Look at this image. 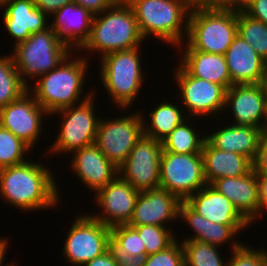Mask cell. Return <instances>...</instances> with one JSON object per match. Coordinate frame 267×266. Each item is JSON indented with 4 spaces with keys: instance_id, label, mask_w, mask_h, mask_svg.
<instances>
[{
    "instance_id": "1",
    "label": "cell",
    "mask_w": 267,
    "mask_h": 266,
    "mask_svg": "<svg viewBox=\"0 0 267 266\" xmlns=\"http://www.w3.org/2000/svg\"><path fill=\"white\" fill-rule=\"evenodd\" d=\"M53 172L40 161L0 169V196L6 204L21 210L52 209L60 202Z\"/></svg>"
},
{
    "instance_id": "2",
    "label": "cell",
    "mask_w": 267,
    "mask_h": 266,
    "mask_svg": "<svg viewBox=\"0 0 267 266\" xmlns=\"http://www.w3.org/2000/svg\"><path fill=\"white\" fill-rule=\"evenodd\" d=\"M71 55L74 57L71 53L57 68L39 76L34 81V86L33 84L28 86V91L50 115L96 94L95 89H91L85 94L83 100L80 99L86 82L85 75L87 76L88 73V58L83 56L73 58Z\"/></svg>"
},
{
    "instance_id": "3",
    "label": "cell",
    "mask_w": 267,
    "mask_h": 266,
    "mask_svg": "<svg viewBox=\"0 0 267 266\" xmlns=\"http://www.w3.org/2000/svg\"><path fill=\"white\" fill-rule=\"evenodd\" d=\"M101 15V16H100ZM143 37L132 7L118 0L112 7L94 15L88 41L79 50L107 54L140 47Z\"/></svg>"
},
{
    "instance_id": "4",
    "label": "cell",
    "mask_w": 267,
    "mask_h": 266,
    "mask_svg": "<svg viewBox=\"0 0 267 266\" xmlns=\"http://www.w3.org/2000/svg\"><path fill=\"white\" fill-rule=\"evenodd\" d=\"M144 39H157L179 48L187 38L190 10L185 0H126ZM184 31V33H183ZM186 37V38H185Z\"/></svg>"
},
{
    "instance_id": "5",
    "label": "cell",
    "mask_w": 267,
    "mask_h": 266,
    "mask_svg": "<svg viewBox=\"0 0 267 266\" xmlns=\"http://www.w3.org/2000/svg\"><path fill=\"white\" fill-rule=\"evenodd\" d=\"M139 48L113 52L100 58L99 79L111 101L122 111L135 103L145 80Z\"/></svg>"
},
{
    "instance_id": "6",
    "label": "cell",
    "mask_w": 267,
    "mask_h": 266,
    "mask_svg": "<svg viewBox=\"0 0 267 266\" xmlns=\"http://www.w3.org/2000/svg\"><path fill=\"white\" fill-rule=\"evenodd\" d=\"M13 47L14 52L11 56L14 65L27 86L30 84L26 76L36 80L57 68L70 53H73L51 27L40 33L31 34L25 41Z\"/></svg>"
},
{
    "instance_id": "7",
    "label": "cell",
    "mask_w": 267,
    "mask_h": 266,
    "mask_svg": "<svg viewBox=\"0 0 267 266\" xmlns=\"http://www.w3.org/2000/svg\"><path fill=\"white\" fill-rule=\"evenodd\" d=\"M237 35V12L232 9L190 12L187 44L181 48L224 55ZM184 46V47H183Z\"/></svg>"
},
{
    "instance_id": "8",
    "label": "cell",
    "mask_w": 267,
    "mask_h": 266,
    "mask_svg": "<svg viewBox=\"0 0 267 266\" xmlns=\"http://www.w3.org/2000/svg\"><path fill=\"white\" fill-rule=\"evenodd\" d=\"M94 96L95 94L77 105L51 114L63 116V120L59 125V134L48 153H57V156L59 153L71 154L80 148L95 144L100 119L94 112Z\"/></svg>"
},
{
    "instance_id": "9",
    "label": "cell",
    "mask_w": 267,
    "mask_h": 266,
    "mask_svg": "<svg viewBox=\"0 0 267 266\" xmlns=\"http://www.w3.org/2000/svg\"><path fill=\"white\" fill-rule=\"evenodd\" d=\"M207 184L201 153L177 154L163 151L160 160V187L186 201Z\"/></svg>"
},
{
    "instance_id": "10",
    "label": "cell",
    "mask_w": 267,
    "mask_h": 266,
    "mask_svg": "<svg viewBox=\"0 0 267 266\" xmlns=\"http://www.w3.org/2000/svg\"><path fill=\"white\" fill-rule=\"evenodd\" d=\"M68 231L62 248L66 262L83 266L108 251L111 227L93 218L91 213L77 216Z\"/></svg>"
},
{
    "instance_id": "11",
    "label": "cell",
    "mask_w": 267,
    "mask_h": 266,
    "mask_svg": "<svg viewBox=\"0 0 267 266\" xmlns=\"http://www.w3.org/2000/svg\"><path fill=\"white\" fill-rule=\"evenodd\" d=\"M142 111L131 115L100 119L95 145L118 168L144 135Z\"/></svg>"
},
{
    "instance_id": "12",
    "label": "cell",
    "mask_w": 267,
    "mask_h": 266,
    "mask_svg": "<svg viewBox=\"0 0 267 266\" xmlns=\"http://www.w3.org/2000/svg\"><path fill=\"white\" fill-rule=\"evenodd\" d=\"M176 67L173 80L180 88V98L183 109L186 106L187 117L192 115L195 119L212 115V118L214 114L216 116L225 110L227 89L224 86L191 76L179 63Z\"/></svg>"
},
{
    "instance_id": "13",
    "label": "cell",
    "mask_w": 267,
    "mask_h": 266,
    "mask_svg": "<svg viewBox=\"0 0 267 266\" xmlns=\"http://www.w3.org/2000/svg\"><path fill=\"white\" fill-rule=\"evenodd\" d=\"M162 152V142L143 135L118 168L119 176L139 192L159 188Z\"/></svg>"
},
{
    "instance_id": "14",
    "label": "cell",
    "mask_w": 267,
    "mask_h": 266,
    "mask_svg": "<svg viewBox=\"0 0 267 266\" xmlns=\"http://www.w3.org/2000/svg\"><path fill=\"white\" fill-rule=\"evenodd\" d=\"M44 115L50 116L27 91L19 99L0 108V125L33 148L41 138Z\"/></svg>"
},
{
    "instance_id": "15",
    "label": "cell",
    "mask_w": 267,
    "mask_h": 266,
    "mask_svg": "<svg viewBox=\"0 0 267 266\" xmlns=\"http://www.w3.org/2000/svg\"><path fill=\"white\" fill-rule=\"evenodd\" d=\"M139 191L119 175L106 186L98 190L94 196L95 204L102 210L91 215L108 227L128 224L134 211Z\"/></svg>"
},
{
    "instance_id": "16",
    "label": "cell",
    "mask_w": 267,
    "mask_h": 266,
    "mask_svg": "<svg viewBox=\"0 0 267 266\" xmlns=\"http://www.w3.org/2000/svg\"><path fill=\"white\" fill-rule=\"evenodd\" d=\"M180 203L181 200L176 195L161 187L141 191L128 225L166 227L169 221L178 220Z\"/></svg>"
},
{
    "instance_id": "17",
    "label": "cell",
    "mask_w": 267,
    "mask_h": 266,
    "mask_svg": "<svg viewBox=\"0 0 267 266\" xmlns=\"http://www.w3.org/2000/svg\"><path fill=\"white\" fill-rule=\"evenodd\" d=\"M267 95L262 84H236L226 92L225 108L232 109L234 125L262 129Z\"/></svg>"
},
{
    "instance_id": "18",
    "label": "cell",
    "mask_w": 267,
    "mask_h": 266,
    "mask_svg": "<svg viewBox=\"0 0 267 266\" xmlns=\"http://www.w3.org/2000/svg\"><path fill=\"white\" fill-rule=\"evenodd\" d=\"M0 8L4 11V27L15 39V45L25 41L31 34L50 28L49 16L36 8L33 0H8Z\"/></svg>"
},
{
    "instance_id": "19",
    "label": "cell",
    "mask_w": 267,
    "mask_h": 266,
    "mask_svg": "<svg viewBox=\"0 0 267 266\" xmlns=\"http://www.w3.org/2000/svg\"><path fill=\"white\" fill-rule=\"evenodd\" d=\"M70 162L74 175L88 189L97 192L119 175L118 167L112 163L95 144L80 148L71 153Z\"/></svg>"
},
{
    "instance_id": "20",
    "label": "cell",
    "mask_w": 267,
    "mask_h": 266,
    "mask_svg": "<svg viewBox=\"0 0 267 266\" xmlns=\"http://www.w3.org/2000/svg\"><path fill=\"white\" fill-rule=\"evenodd\" d=\"M51 17L50 27L73 52L88 41L94 18L89 10L73 2L58 9Z\"/></svg>"
},
{
    "instance_id": "21",
    "label": "cell",
    "mask_w": 267,
    "mask_h": 266,
    "mask_svg": "<svg viewBox=\"0 0 267 266\" xmlns=\"http://www.w3.org/2000/svg\"><path fill=\"white\" fill-rule=\"evenodd\" d=\"M179 218L195 232L193 236L190 235V238H184L183 241L196 240L218 247L227 242H232V251L242 245L241 241L233 240L234 236H237L240 231L243 232L244 228L249 227V225H223L209 221L195 211L186 201L180 203Z\"/></svg>"
},
{
    "instance_id": "22",
    "label": "cell",
    "mask_w": 267,
    "mask_h": 266,
    "mask_svg": "<svg viewBox=\"0 0 267 266\" xmlns=\"http://www.w3.org/2000/svg\"><path fill=\"white\" fill-rule=\"evenodd\" d=\"M210 185L227 197L250 224L254 221L256 223L258 220L259 190L257 175L253 169L244 176L216 179Z\"/></svg>"
},
{
    "instance_id": "23",
    "label": "cell",
    "mask_w": 267,
    "mask_h": 266,
    "mask_svg": "<svg viewBox=\"0 0 267 266\" xmlns=\"http://www.w3.org/2000/svg\"><path fill=\"white\" fill-rule=\"evenodd\" d=\"M232 85L260 84L265 60L238 34L224 54Z\"/></svg>"
},
{
    "instance_id": "24",
    "label": "cell",
    "mask_w": 267,
    "mask_h": 266,
    "mask_svg": "<svg viewBox=\"0 0 267 266\" xmlns=\"http://www.w3.org/2000/svg\"><path fill=\"white\" fill-rule=\"evenodd\" d=\"M186 202L205 219L223 225H251L233 203L210 184L190 196Z\"/></svg>"
},
{
    "instance_id": "25",
    "label": "cell",
    "mask_w": 267,
    "mask_h": 266,
    "mask_svg": "<svg viewBox=\"0 0 267 266\" xmlns=\"http://www.w3.org/2000/svg\"><path fill=\"white\" fill-rule=\"evenodd\" d=\"M263 131L255 126L230 125L206 134V140L215 148L234 152L254 161Z\"/></svg>"
},
{
    "instance_id": "26",
    "label": "cell",
    "mask_w": 267,
    "mask_h": 266,
    "mask_svg": "<svg viewBox=\"0 0 267 266\" xmlns=\"http://www.w3.org/2000/svg\"><path fill=\"white\" fill-rule=\"evenodd\" d=\"M201 155L207 184L219 178L244 176L253 169V162L248 157L217 149L206 139Z\"/></svg>"
},
{
    "instance_id": "27",
    "label": "cell",
    "mask_w": 267,
    "mask_h": 266,
    "mask_svg": "<svg viewBox=\"0 0 267 266\" xmlns=\"http://www.w3.org/2000/svg\"><path fill=\"white\" fill-rule=\"evenodd\" d=\"M184 50H186L184 52ZM181 49L179 63L191 76L224 86H232L224 55L207 53L195 49Z\"/></svg>"
},
{
    "instance_id": "28",
    "label": "cell",
    "mask_w": 267,
    "mask_h": 266,
    "mask_svg": "<svg viewBox=\"0 0 267 266\" xmlns=\"http://www.w3.org/2000/svg\"><path fill=\"white\" fill-rule=\"evenodd\" d=\"M183 110L184 109L181 108L179 109V105L177 106L175 103L173 104L167 101L160 103L149 113V123L148 120H145V116L142 115L144 121V136L162 142L177 127V125L181 124L188 118L187 115L183 114L185 112ZM145 121H147L148 124Z\"/></svg>"
},
{
    "instance_id": "29",
    "label": "cell",
    "mask_w": 267,
    "mask_h": 266,
    "mask_svg": "<svg viewBox=\"0 0 267 266\" xmlns=\"http://www.w3.org/2000/svg\"><path fill=\"white\" fill-rule=\"evenodd\" d=\"M189 117L162 141V149L177 154H196L202 152L206 136L198 135L196 128L188 124Z\"/></svg>"
},
{
    "instance_id": "30",
    "label": "cell",
    "mask_w": 267,
    "mask_h": 266,
    "mask_svg": "<svg viewBox=\"0 0 267 266\" xmlns=\"http://www.w3.org/2000/svg\"><path fill=\"white\" fill-rule=\"evenodd\" d=\"M27 91L28 86L22 81L11 54L0 56V108L19 99Z\"/></svg>"
},
{
    "instance_id": "31",
    "label": "cell",
    "mask_w": 267,
    "mask_h": 266,
    "mask_svg": "<svg viewBox=\"0 0 267 266\" xmlns=\"http://www.w3.org/2000/svg\"><path fill=\"white\" fill-rule=\"evenodd\" d=\"M237 34L267 61V25L245 12H237Z\"/></svg>"
},
{
    "instance_id": "32",
    "label": "cell",
    "mask_w": 267,
    "mask_h": 266,
    "mask_svg": "<svg viewBox=\"0 0 267 266\" xmlns=\"http://www.w3.org/2000/svg\"><path fill=\"white\" fill-rule=\"evenodd\" d=\"M184 266H227L218 252V246L196 240L181 241Z\"/></svg>"
},
{
    "instance_id": "33",
    "label": "cell",
    "mask_w": 267,
    "mask_h": 266,
    "mask_svg": "<svg viewBox=\"0 0 267 266\" xmlns=\"http://www.w3.org/2000/svg\"><path fill=\"white\" fill-rule=\"evenodd\" d=\"M33 150L22 139L0 125V169L28 161L25 155Z\"/></svg>"
},
{
    "instance_id": "34",
    "label": "cell",
    "mask_w": 267,
    "mask_h": 266,
    "mask_svg": "<svg viewBox=\"0 0 267 266\" xmlns=\"http://www.w3.org/2000/svg\"><path fill=\"white\" fill-rule=\"evenodd\" d=\"M134 227L142 242L145 245L146 254H155L159 251L165 250L177 238L169 227H160L157 225H142ZM168 228V229H167Z\"/></svg>"
},
{
    "instance_id": "35",
    "label": "cell",
    "mask_w": 267,
    "mask_h": 266,
    "mask_svg": "<svg viewBox=\"0 0 267 266\" xmlns=\"http://www.w3.org/2000/svg\"><path fill=\"white\" fill-rule=\"evenodd\" d=\"M111 236L120 243L130 255H141L146 253L145 245L137 230L128 224L111 227Z\"/></svg>"
},
{
    "instance_id": "36",
    "label": "cell",
    "mask_w": 267,
    "mask_h": 266,
    "mask_svg": "<svg viewBox=\"0 0 267 266\" xmlns=\"http://www.w3.org/2000/svg\"><path fill=\"white\" fill-rule=\"evenodd\" d=\"M260 248L259 250L242 244L231 252L227 266H267V250Z\"/></svg>"
},
{
    "instance_id": "37",
    "label": "cell",
    "mask_w": 267,
    "mask_h": 266,
    "mask_svg": "<svg viewBox=\"0 0 267 266\" xmlns=\"http://www.w3.org/2000/svg\"><path fill=\"white\" fill-rule=\"evenodd\" d=\"M144 266H184V254L179 240L176 239L165 250L148 255Z\"/></svg>"
},
{
    "instance_id": "38",
    "label": "cell",
    "mask_w": 267,
    "mask_h": 266,
    "mask_svg": "<svg viewBox=\"0 0 267 266\" xmlns=\"http://www.w3.org/2000/svg\"><path fill=\"white\" fill-rule=\"evenodd\" d=\"M108 251L117 262L118 266H144L148 255H130L126 249L118 243L111 235L108 239Z\"/></svg>"
},
{
    "instance_id": "39",
    "label": "cell",
    "mask_w": 267,
    "mask_h": 266,
    "mask_svg": "<svg viewBox=\"0 0 267 266\" xmlns=\"http://www.w3.org/2000/svg\"><path fill=\"white\" fill-rule=\"evenodd\" d=\"M191 12L230 9L231 0H185Z\"/></svg>"
},
{
    "instance_id": "40",
    "label": "cell",
    "mask_w": 267,
    "mask_h": 266,
    "mask_svg": "<svg viewBox=\"0 0 267 266\" xmlns=\"http://www.w3.org/2000/svg\"><path fill=\"white\" fill-rule=\"evenodd\" d=\"M253 171L256 175H267V133H263L256 157L253 161Z\"/></svg>"
},
{
    "instance_id": "41",
    "label": "cell",
    "mask_w": 267,
    "mask_h": 266,
    "mask_svg": "<svg viewBox=\"0 0 267 266\" xmlns=\"http://www.w3.org/2000/svg\"><path fill=\"white\" fill-rule=\"evenodd\" d=\"M118 0H73L74 3L89 10L93 15L112 7Z\"/></svg>"
},
{
    "instance_id": "42",
    "label": "cell",
    "mask_w": 267,
    "mask_h": 266,
    "mask_svg": "<svg viewBox=\"0 0 267 266\" xmlns=\"http://www.w3.org/2000/svg\"><path fill=\"white\" fill-rule=\"evenodd\" d=\"M36 8L43 13L52 16L61 7L73 3V0H33Z\"/></svg>"
},
{
    "instance_id": "43",
    "label": "cell",
    "mask_w": 267,
    "mask_h": 266,
    "mask_svg": "<svg viewBox=\"0 0 267 266\" xmlns=\"http://www.w3.org/2000/svg\"><path fill=\"white\" fill-rule=\"evenodd\" d=\"M244 12L267 25V0H256Z\"/></svg>"
},
{
    "instance_id": "44",
    "label": "cell",
    "mask_w": 267,
    "mask_h": 266,
    "mask_svg": "<svg viewBox=\"0 0 267 266\" xmlns=\"http://www.w3.org/2000/svg\"><path fill=\"white\" fill-rule=\"evenodd\" d=\"M259 190L258 218L267 211V175H257ZM265 209V211H263Z\"/></svg>"
},
{
    "instance_id": "45",
    "label": "cell",
    "mask_w": 267,
    "mask_h": 266,
    "mask_svg": "<svg viewBox=\"0 0 267 266\" xmlns=\"http://www.w3.org/2000/svg\"><path fill=\"white\" fill-rule=\"evenodd\" d=\"M83 266H118L115 259L109 251L101 256L95 257L91 261L86 262Z\"/></svg>"
},
{
    "instance_id": "46",
    "label": "cell",
    "mask_w": 267,
    "mask_h": 266,
    "mask_svg": "<svg viewBox=\"0 0 267 266\" xmlns=\"http://www.w3.org/2000/svg\"><path fill=\"white\" fill-rule=\"evenodd\" d=\"M256 0H231L230 9L236 12H244Z\"/></svg>"
},
{
    "instance_id": "47",
    "label": "cell",
    "mask_w": 267,
    "mask_h": 266,
    "mask_svg": "<svg viewBox=\"0 0 267 266\" xmlns=\"http://www.w3.org/2000/svg\"><path fill=\"white\" fill-rule=\"evenodd\" d=\"M8 242L9 241H7L5 238H2V237L0 238V266L4 265L2 263H4L3 261L5 259L6 252L8 250V245H9ZM14 264H16V263L12 262L11 265L7 264L6 266H17Z\"/></svg>"
},
{
    "instance_id": "48",
    "label": "cell",
    "mask_w": 267,
    "mask_h": 266,
    "mask_svg": "<svg viewBox=\"0 0 267 266\" xmlns=\"http://www.w3.org/2000/svg\"><path fill=\"white\" fill-rule=\"evenodd\" d=\"M262 86L264 88V91L267 95V61H265V66H264V75H263V80H262Z\"/></svg>"
},
{
    "instance_id": "49",
    "label": "cell",
    "mask_w": 267,
    "mask_h": 266,
    "mask_svg": "<svg viewBox=\"0 0 267 266\" xmlns=\"http://www.w3.org/2000/svg\"><path fill=\"white\" fill-rule=\"evenodd\" d=\"M262 131L263 133H267V98H266V103H265V114H264V119H263V124H262Z\"/></svg>"
},
{
    "instance_id": "50",
    "label": "cell",
    "mask_w": 267,
    "mask_h": 266,
    "mask_svg": "<svg viewBox=\"0 0 267 266\" xmlns=\"http://www.w3.org/2000/svg\"><path fill=\"white\" fill-rule=\"evenodd\" d=\"M8 0H0V6L4 3L7 2Z\"/></svg>"
}]
</instances>
